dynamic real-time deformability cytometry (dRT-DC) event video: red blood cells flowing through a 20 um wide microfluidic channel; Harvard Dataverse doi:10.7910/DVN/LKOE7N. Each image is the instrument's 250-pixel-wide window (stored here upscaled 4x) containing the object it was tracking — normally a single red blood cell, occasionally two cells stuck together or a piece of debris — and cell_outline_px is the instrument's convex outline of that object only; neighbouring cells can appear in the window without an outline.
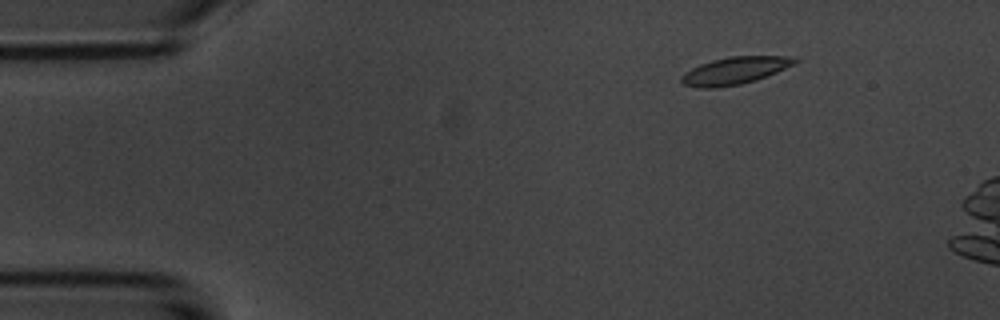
{"species": "common noctule bat (a hibernating species)", "species_latin": "Nyctalus noctula", "temperature_condition": "room temperature", "stored_images_in_passage": 52, "camera_frame_rate_fps": 3000, "um_per_image_px": 0.085, "animal": {"sex": "male", "body_mass_g": 20.1, "forearm_length_mm": 53.5}, "frame": {"image": 1, "passage_image": 8, "time_ms": 2.333, "image_size_px": [1000, 320], "cell_outline_px": [[800, 60], [776, 72], [756, 80], [740, 84], [716, 88], [700, 88], [684, 84], [680, 80], [680, 76], [684, 72], [700, 64], [712, 60], [728, 56], [796, 56]], "centroid_in_image_um": [62.44, 6.0], "position_along_channel_um": 22.6, "area_um2": 18.03}}
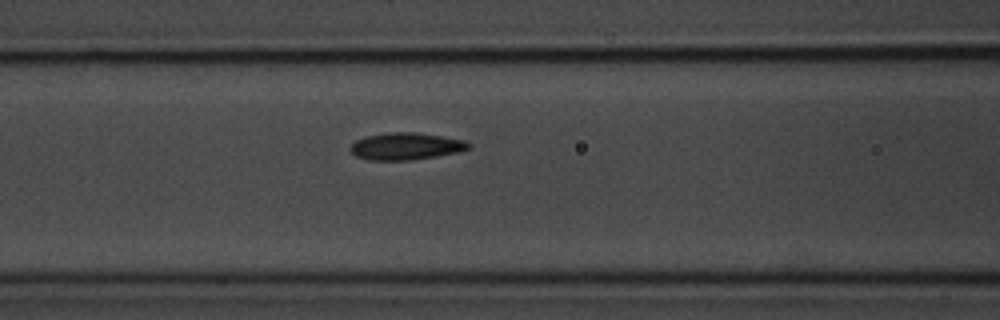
{"frame": {"image": 2, "passage_image": 23, "time_ms": 7.333, "image_size_px": [1000, 320], "cell_outline_px": [[472, 148], [460, 152], [412, 160], [368, 160], [356, 156], [348, 148], [356, 140], [364, 136], [388, 132], [416, 132], [464, 140], [472, 144]], "centroid_in_image_um": [34.51, 12.43], "position_along_channel_um": 132.1, "area_um2": 18.84}}
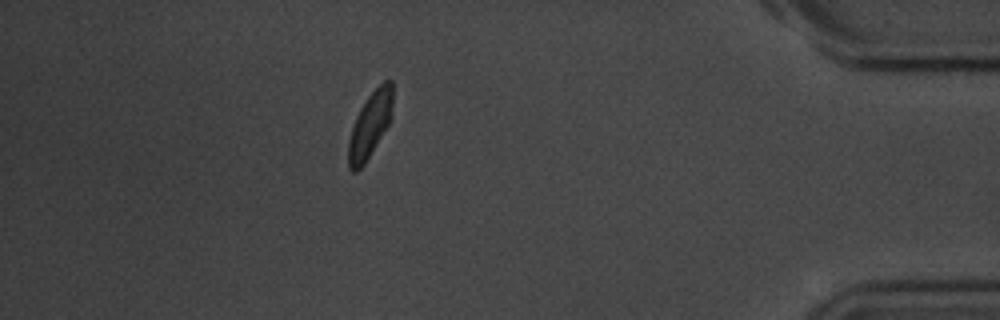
{"frame": {"image": 3, "passage_image": 49, "time_ms": 16.0, "image_size_px": [1000, 320], "cell_outline_px": [[392, 120], [364, 164], [356, 172], [352, 172], [348, 168], [348, 140], [356, 116], [360, 108], [368, 96], [384, 80], [392, 80]], "centroid_in_image_um": [31.45, 10.63], "position_along_channel_um": 403.7, "area_um2": 16.99}}